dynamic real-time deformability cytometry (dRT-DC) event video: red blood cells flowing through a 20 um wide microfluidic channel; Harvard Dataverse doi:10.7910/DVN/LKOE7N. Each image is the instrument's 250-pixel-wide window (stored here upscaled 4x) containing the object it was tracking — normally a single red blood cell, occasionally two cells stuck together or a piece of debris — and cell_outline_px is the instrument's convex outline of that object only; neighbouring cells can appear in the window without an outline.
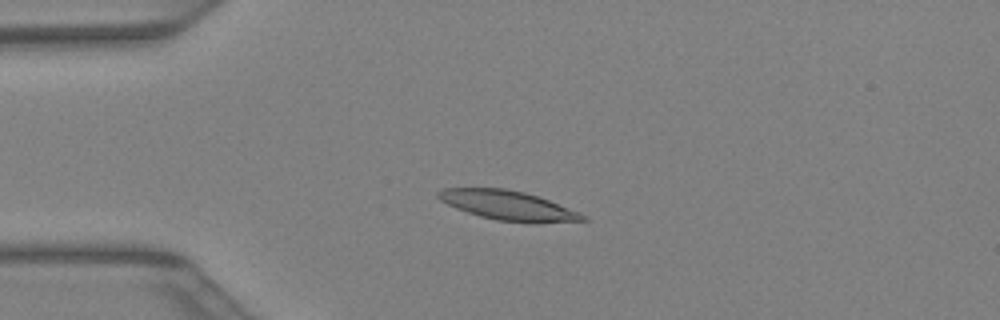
{"species": "Egyptian fruit bat (a non-hibernating species)", "species_latin": "Rousettus aegyptiacus", "temperature_condition": "warm", "stored_images_in_passage": 35, "camera_frame_rate_fps": 3000, "um_per_image_px": 0.085, "animal": {"sex": "female"}, "frame": {"image": 1, "passage_image": 9, "time_ms": 2.667, "image_size_px": [1000, 320], "cell_outline_px": [[588, 220], [496, 220], [480, 216], [456, 208], [440, 200], [436, 196], [436, 192], [444, 188], [504, 188], [524, 192], [548, 200], [580, 212], [588, 216]], "centroid_in_image_um": [43.07, 17.4], "position_along_channel_um": 41.9, "area_um2": 23.58}}
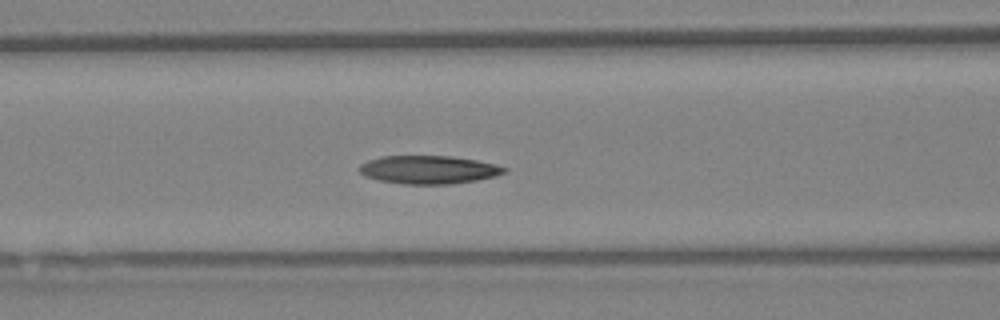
{"frame": {"image": 2, "passage_image": 16, "time_ms": 5.0, "image_size_px": [1000, 320], "cell_outline_px": [[508, 172], [496, 176], [476, 180], [452, 184], [404, 184], [380, 180], [364, 176], [360, 172], [360, 164], [368, 160], [380, 156], [452, 156], [476, 160], [496, 164], [508, 168]], "centroid_in_image_um": [36.47, 14.42], "position_along_channel_um": 130.1, "area_um2": 23.93}}
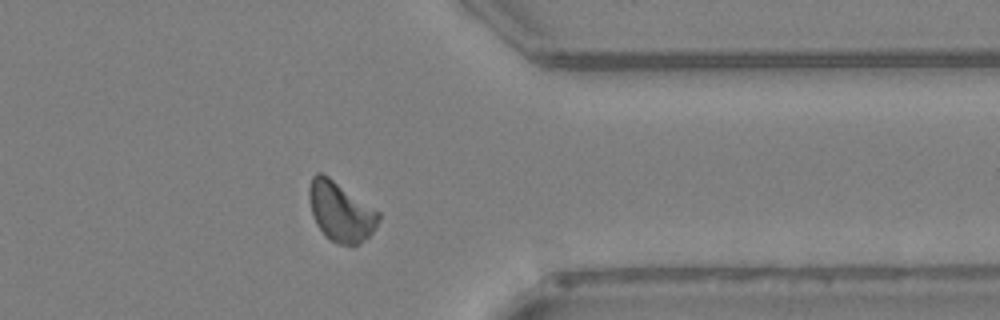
{"frame": {"image": 3, "passage_image": 32, "time_ms": 10.333, "image_size_px": [1000, 320], "cell_outline_px": [[380, 220], [376, 228], [360, 244], [352, 248], [336, 244], [324, 236], [316, 224], [312, 216], [308, 200], [308, 188], [312, 176], [316, 172], [320, 172], [328, 176], [380, 212]], "centroid_in_image_um": [28.94, 18.03], "position_along_channel_um": 382.5, "area_um2": 24.68}}